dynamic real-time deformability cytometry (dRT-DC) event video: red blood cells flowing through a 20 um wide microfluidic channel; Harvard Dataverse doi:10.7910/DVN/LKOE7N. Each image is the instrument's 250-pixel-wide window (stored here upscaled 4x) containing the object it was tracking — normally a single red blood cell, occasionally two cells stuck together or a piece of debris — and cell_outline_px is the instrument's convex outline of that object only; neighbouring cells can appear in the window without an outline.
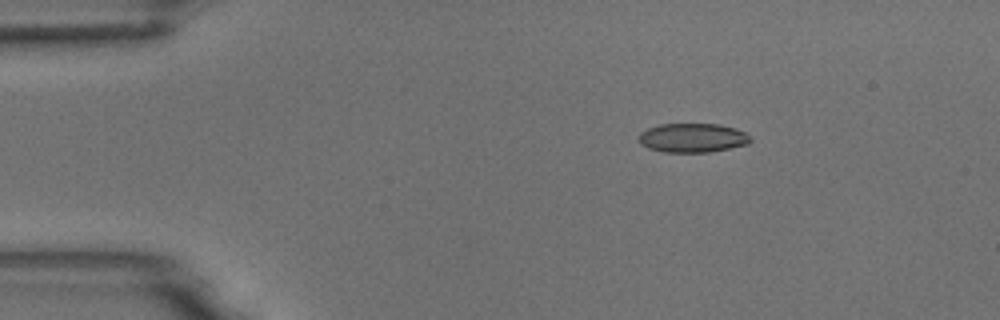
{"species": "common noctule bat (a hibernating species)", "species_latin": "Nyctalus noctula", "temperature_condition": "room temperature", "stored_images_in_passage": 3, "camera_frame_rate_fps": 3000, "um_per_image_px": 0.085, "animal": {"sex": "male", "body_mass_g": 18.8}, "frame": {"image": 1, "passage_image": 1, "time_ms": 0.0, "image_size_px": [1000, 320], "cell_outline_px": [[752, 140], [748, 144], [708, 152], [664, 152], [648, 148], [640, 144], [640, 132], [648, 128], [660, 124], [720, 124], [736, 128], [752, 136]], "centroid_in_image_um": [58.89, 11.71], "position_along_channel_um": 26.1, "area_um2": 18.96}}